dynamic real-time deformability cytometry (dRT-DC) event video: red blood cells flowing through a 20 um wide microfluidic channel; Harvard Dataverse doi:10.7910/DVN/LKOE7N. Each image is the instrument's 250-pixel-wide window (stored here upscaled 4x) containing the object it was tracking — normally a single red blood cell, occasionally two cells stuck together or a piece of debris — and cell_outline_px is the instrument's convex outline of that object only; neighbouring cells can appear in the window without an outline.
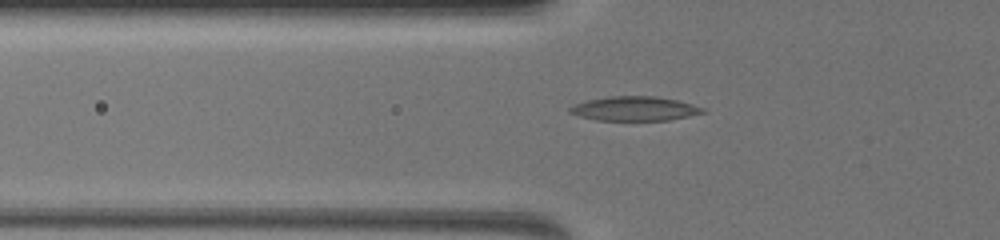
{"species": "common noctule bat (a hibernating species)", "species_latin": "Nyctalus noctula", "temperature_condition": "warm", "stored_images_in_passage": 11, "camera_frame_rate_fps": 3000, "um_per_image_px": 0.085, "animal": {"sex": "female", "body_mass_g": 19.5, "forearm_length_mm": 54.1}, "frame": {"image": 1, "passage_image": 6, "time_ms": 2.333, "image_size_px": [1000, 240], "cell_outline_px": [[704, 112], [688, 116], [668, 120], [596, 120], [580, 116], [568, 112], [568, 108], [572, 104], [588, 100], [608, 96], [656, 96], [676, 100], [692, 104], [704, 108]], "centroid_in_image_um": [53.89, 9.23], "position_along_channel_um": 71.9, "area_um2": 18.73}}
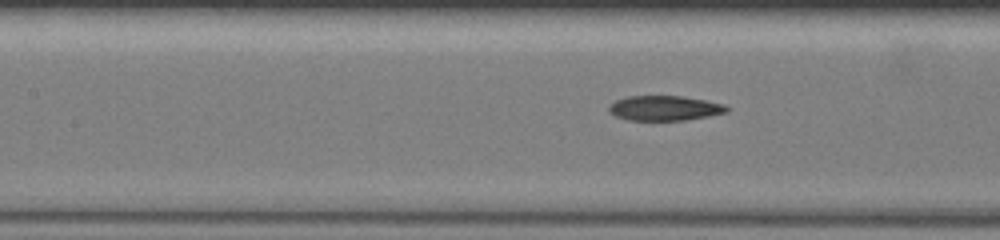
{"frame": {"image": 2, "passage_image": 9, "time_ms": 4.333, "image_size_px": [1000, 240], "cell_outline_px": [[728, 112], [708, 116], [684, 120], [628, 120], [616, 116], [608, 112], [608, 108], [616, 100], [628, 96], [680, 96], [704, 100], [724, 104], [728, 108]], "centroid_in_image_um": [56.48, 9.19], "position_along_channel_um": 150.9, "area_um2": 16.94}}